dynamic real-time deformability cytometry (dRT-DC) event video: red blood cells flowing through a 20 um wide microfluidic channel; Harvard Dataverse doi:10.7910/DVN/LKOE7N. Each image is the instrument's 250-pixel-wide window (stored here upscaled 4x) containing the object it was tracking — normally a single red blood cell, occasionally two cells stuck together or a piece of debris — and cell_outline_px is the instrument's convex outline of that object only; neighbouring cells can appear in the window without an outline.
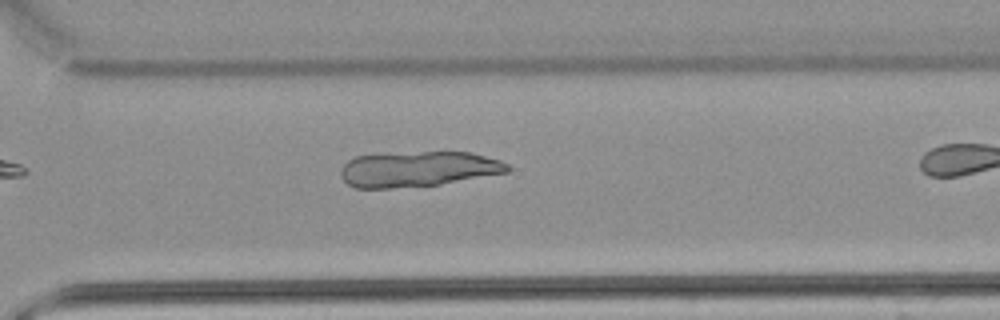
{"species": "common noctule bat (a hibernating species)", "species_latin": "Nyctalus noctula", "temperature_condition": "warm", "stored_images_in_passage": 27, "camera_frame_rate_fps": 3000, "um_per_image_px": 0.085, "animal": {"sex": "male", "body_mass_g": 21.5, "forearm_length_mm": 52.0}, "frame": {"image": 1, "passage_image": 23, "time_ms": 7.333, "image_size_px": [1000, 320], "cell_outline_px": [[512, 168], [508, 172], [440, 184], [392, 188], [356, 188], [348, 184], [340, 176], [340, 168], [348, 160], [356, 156], [380, 152], [472, 152], [500, 160], [508, 164]], "centroid_in_image_um": [35.5, 14.35], "position_along_channel_um": 335.1, "area_um2": 34.85}}